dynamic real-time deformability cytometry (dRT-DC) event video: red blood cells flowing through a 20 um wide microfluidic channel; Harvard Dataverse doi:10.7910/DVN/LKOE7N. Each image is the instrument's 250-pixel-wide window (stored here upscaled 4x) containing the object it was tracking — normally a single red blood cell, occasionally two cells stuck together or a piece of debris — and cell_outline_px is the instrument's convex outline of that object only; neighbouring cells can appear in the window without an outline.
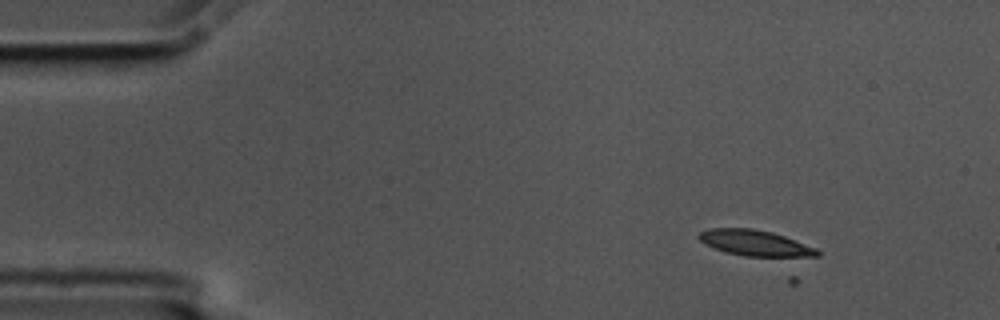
{"species": "common noctule bat (a hibernating species)", "species_latin": "Nyctalus noctula", "temperature_condition": "cold", "stored_images_in_passage": 5, "camera_frame_rate_fps": 3000, "um_per_image_px": 0.085, "animal": {"sex": "male", "body_mass_g": 17.5, "forearm_length_mm": 52.3}, "frame": {"image": 1, "passage_image": 4, "time_ms": 1.0, "image_size_px": [1000, 320], "cell_outline_px": [[820, 256], [796, 260], [788, 260], [744, 256], [724, 252], [704, 244], [696, 236], [700, 232], [708, 228], [752, 228], [772, 232], [784, 236], [816, 248], [820, 252]], "centroid_in_image_um": [64.3, 20.72], "position_along_channel_um": 20.7, "area_um2": 18.96}}